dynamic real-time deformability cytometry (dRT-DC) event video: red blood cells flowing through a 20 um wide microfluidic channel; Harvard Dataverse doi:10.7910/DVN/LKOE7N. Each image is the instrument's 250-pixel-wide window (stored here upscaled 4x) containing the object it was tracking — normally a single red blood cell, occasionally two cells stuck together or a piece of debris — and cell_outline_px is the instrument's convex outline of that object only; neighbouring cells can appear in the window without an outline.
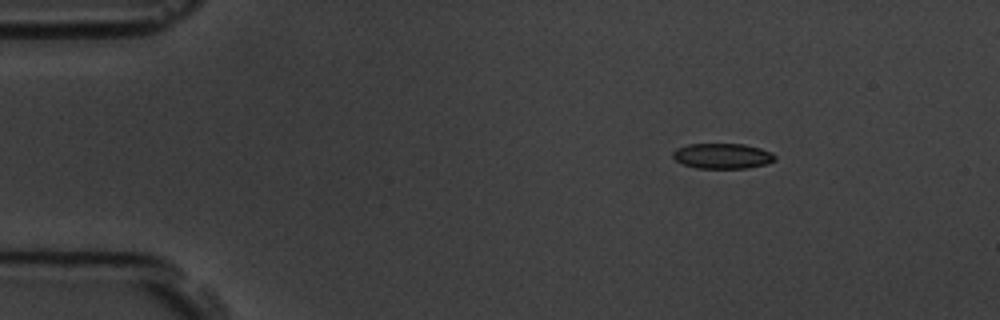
{"species": "common noctule bat (a hibernating species)", "species_latin": "Nyctalus noctula", "temperature_condition": "room temperature", "stored_images_in_passage": 4, "segment_of_instrument_passage": [1, 2], "camera_frame_rate_fps": 3000, "um_per_image_px": 0.085, "animal": {"sex": "male", "body_mass_g": 19.5, "forearm_length_mm": 54.6}, "frame": {"image": 1, "passage_image": 1, "time_ms": 0.0, "image_size_px": [1000, 320], "cell_outline_px": [[776, 160], [764, 164], [748, 168], [696, 168], [684, 164], [676, 160], [672, 156], [672, 152], [676, 148], [688, 144], [744, 144], [760, 148], [772, 152], [776, 156]], "centroid_in_image_um": [61.41, 13.25], "position_along_channel_um": 23.6, "area_um2": 15.09}}